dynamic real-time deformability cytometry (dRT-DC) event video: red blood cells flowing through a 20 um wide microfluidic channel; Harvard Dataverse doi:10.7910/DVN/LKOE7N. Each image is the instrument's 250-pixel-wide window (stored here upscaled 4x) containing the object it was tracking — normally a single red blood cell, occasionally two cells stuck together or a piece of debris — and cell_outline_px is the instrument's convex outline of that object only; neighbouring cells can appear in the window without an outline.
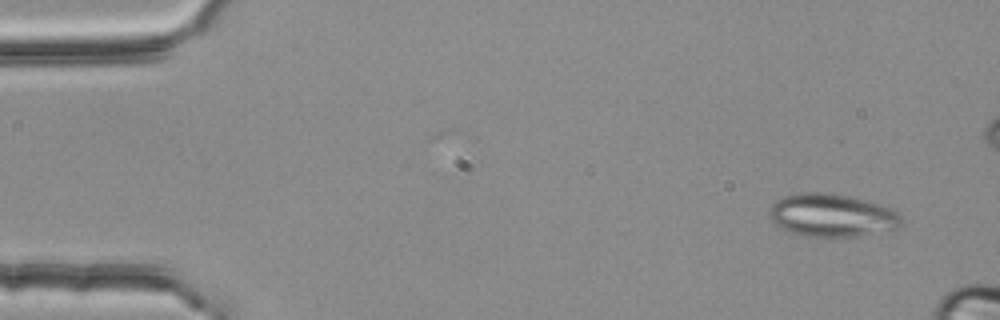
{"species": "common noctule bat (a hibernating species)", "species_latin": "Nyctalus noctula", "temperature_condition": "room temperature", "stored_images_in_passage": 14, "camera_frame_rate_fps": 3000, "um_per_image_px": 0.085, "animal": {"sex": "female", "body_mass_g": 25.1}, "frame": {"image": 1, "passage_image": 1, "time_ms": 0.0, "image_size_px": [1000, 320], "cell_outline_px": [[900, 224], [896, 228], [856, 236], [804, 236], [788, 232], [780, 228], [768, 216], [768, 212], [772, 204], [776, 200], [784, 196], [800, 192], [832, 192], [852, 196], [880, 204], [892, 208], [900, 216]], "centroid_in_image_um": [70.65, 18.27], "position_along_channel_um": 14.3, "area_um2": 33.12}}